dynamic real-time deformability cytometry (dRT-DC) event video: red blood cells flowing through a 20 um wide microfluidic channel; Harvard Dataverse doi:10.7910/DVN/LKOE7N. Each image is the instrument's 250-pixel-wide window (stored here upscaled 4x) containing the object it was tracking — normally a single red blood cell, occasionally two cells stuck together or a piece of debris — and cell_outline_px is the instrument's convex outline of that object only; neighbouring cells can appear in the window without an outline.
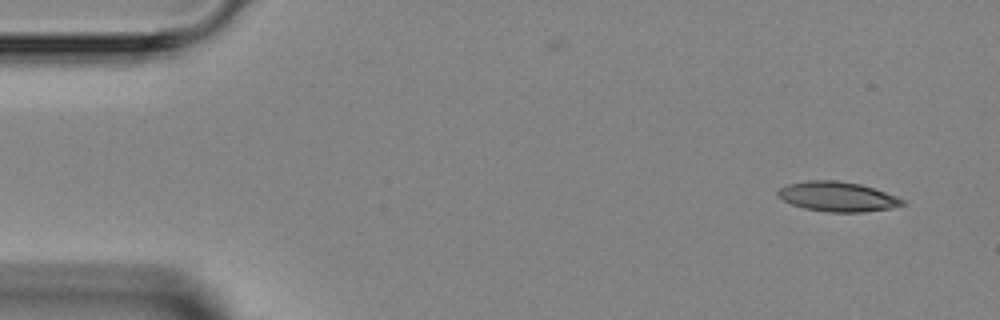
{"species": "Egyptian fruit bat (a non-hibernating species)", "species_latin": "Rousettus aegyptiacus", "temperature_condition": "room temperature", "stored_images_in_passage": 3, "camera_frame_rate_fps": 3000, "um_per_image_px": 0.085, "animal": {"sex": "female"}, "frame": {"image": 1, "passage_image": 1, "time_ms": 0.0, "image_size_px": [1000, 320], "cell_outline_px": [[908, 204], [892, 208], [864, 212], [828, 212], [804, 208], [792, 204], [776, 196], [776, 192], [780, 188], [788, 184], [808, 180], [836, 180], [860, 184], [896, 196], [904, 200]], "centroid_in_image_um": [71.19, 16.72], "position_along_channel_um": 13.8, "area_um2": 21.62}}